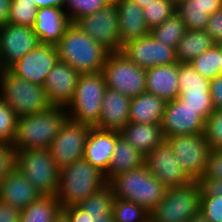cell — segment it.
<instances>
[{
    "mask_svg": "<svg viewBox=\"0 0 222 222\" xmlns=\"http://www.w3.org/2000/svg\"><path fill=\"white\" fill-rule=\"evenodd\" d=\"M188 222H210L201 211L196 213Z\"/></svg>",
    "mask_w": 222,
    "mask_h": 222,
    "instance_id": "11a10c76",
    "label": "cell"
},
{
    "mask_svg": "<svg viewBox=\"0 0 222 222\" xmlns=\"http://www.w3.org/2000/svg\"><path fill=\"white\" fill-rule=\"evenodd\" d=\"M90 222H114L113 215H106L103 217H98L97 219L90 216Z\"/></svg>",
    "mask_w": 222,
    "mask_h": 222,
    "instance_id": "db71d44e",
    "label": "cell"
},
{
    "mask_svg": "<svg viewBox=\"0 0 222 222\" xmlns=\"http://www.w3.org/2000/svg\"><path fill=\"white\" fill-rule=\"evenodd\" d=\"M132 1L137 3L141 8H144L154 0H132Z\"/></svg>",
    "mask_w": 222,
    "mask_h": 222,
    "instance_id": "6f0895ef",
    "label": "cell"
},
{
    "mask_svg": "<svg viewBox=\"0 0 222 222\" xmlns=\"http://www.w3.org/2000/svg\"><path fill=\"white\" fill-rule=\"evenodd\" d=\"M61 211L62 208L56 196L42 195L21 210L20 222H53Z\"/></svg>",
    "mask_w": 222,
    "mask_h": 222,
    "instance_id": "f1b7e54d",
    "label": "cell"
},
{
    "mask_svg": "<svg viewBox=\"0 0 222 222\" xmlns=\"http://www.w3.org/2000/svg\"><path fill=\"white\" fill-rule=\"evenodd\" d=\"M0 99L18 117L46 112L53 107L43 86L15 76L8 69L0 70Z\"/></svg>",
    "mask_w": 222,
    "mask_h": 222,
    "instance_id": "5b68a950",
    "label": "cell"
},
{
    "mask_svg": "<svg viewBox=\"0 0 222 222\" xmlns=\"http://www.w3.org/2000/svg\"><path fill=\"white\" fill-rule=\"evenodd\" d=\"M216 43L205 30H186L176 47L178 63H190Z\"/></svg>",
    "mask_w": 222,
    "mask_h": 222,
    "instance_id": "83f0119b",
    "label": "cell"
},
{
    "mask_svg": "<svg viewBox=\"0 0 222 222\" xmlns=\"http://www.w3.org/2000/svg\"><path fill=\"white\" fill-rule=\"evenodd\" d=\"M201 196H222V179H199Z\"/></svg>",
    "mask_w": 222,
    "mask_h": 222,
    "instance_id": "bcb514c9",
    "label": "cell"
},
{
    "mask_svg": "<svg viewBox=\"0 0 222 222\" xmlns=\"http://www.w3.org/2000/svg\"><path fill=\"white\" fill-rule=\"evenodd\" d=\"M201 6L210 16L222 8V0H201Z\"/></svg>",
    "mask_w": 222,
    "mask_h": 222,
    "instance_id": "f907efd6",
    "label": "cell"
},
{
    "mask_svg": "<svg viewBox=\"0 0 222 222\" xmlns=\"http://www.w3.org/2000/svg\"><path fill=\"white\" fill-rule=\"evenodd\" d=\"M80 73L71 65L58 61L43 84L53 106L66 107L73 99Z\"/></svg>",
    "mask_w": 222,
    "mask_h": 222,
    "instance_id": "ac0fdd59",
    "label": "cell"
},
{
    "mask_svg": "<svg viewBox=\"0 0 222 222\" xmlns=\"http://www.w3.org/2000/svg\"><path fill=\"white\" fill-rule=\"evenodd\" d=\"M191 66L203 77L211 80L222 74V55L220 49L214 45L190 62Z\"/></svg>",
    "mask_w": 222,
    "mask_h": 222,
    "instance_id": "836d02e7",
    "label": "cell"
},
{
    "mask_svg": "<svg viewBox=\"0 0 222 222\" xmlns=\"http://www.w3.org/2000/svg\"><path fill=\"white\" fill-rule=\"evenodd\" d=\"M75 23L109 52H121L119 15L114 1Z\"/></svg>",
    "mask_w": 222,
    "mask_h": 222,
    "instance_id": "7c38bea8",
    "label": "cell"
},
{
    "mask_svg": "<svg viewBox=\"0 0 222 222\" xmlns=\"http://www.w3.org/2000/svg\"><path fill=\"white\" fill-rule=\"evenodd\" d=\"M183 170L194 180L198 181L205 174L207 160L211 151L204 133L194 135H175L167 137Z\"/></svg>",
    "mask_w": 222,
    "mask_h": 222,
    "instance_id": "30bf717a",
    "label": "cell"
},
{
    "mask_svg": "<svg viewBox=\"0 0 222 222\" xmlns=\"http://www.w3.org/2000/svg\"><path fill=\"white\" fill-rule=\"evenodd\" d=\"M106 88L102 71L80 74L73 99L66 106L68 118L94 127L100 118Z\"/></svg>",
    "mask_w": 222,
    "mask_h": 222,
    "instance_id": "8992f818",
    "label": "cell"
},
{
    "mask_svg": "<svg viewBox=\"0 0 222 222\" xmlns=\"http://www.w3.org/2000/svg\"><path fill=\"white\" fill-rule=\"evenodd\" d=\"M200 179H222V150L211 149L205 174Z\"/></svg>",
    "mask_w": 222,
    "mask_h": 222,
    "instance_id": "7bdbcfd3",
    "label": "cell"
},
{
    "mask_svg": "<svg viewBox=\"0 0 222 222\" xmlns=\"http://www.w3.org/2000/svg\"><path fill=\"white\" fill-rule=\"evenodd\" d=\"M113 0H65L64 10L71 23L91 15L109 5Z\"/></svg>",
    "mask_w": 222,
    "mask_h": 222,
    "instance_id": "74e56055",
    "label": "cell"
},
{
    "mask_svg": "<svg viewBox=\"0 0 222 222\" xmlns=\"http://www.w3.org/2000/svg\"><path fill=\"white\" fill-rule=\"evenodd\" d=\"M65 0H37V9L42 7H57L64 9Z\"/></svg>",
    "mask_w": 222,
    "mask_h": 222,
    "instance_id": "f5cc1de1",
    "label": "cell"
},
{
    "mask_svg": "<svg viewBox=\"0 0 222 222\" xmlns=\"http://www.w3.org/2000/svg\"><path fill=\"white\" fill-rule=\"evenodd\" d=\"M39 44V38L29 26L8 23L1 26L0 70L8 69Z\"/></svg>",
    "mask_w": 222,
    "mask_h": 222,
    "instance_id": "9a60e30c",
    "label": "cell"
},
{
    "mask_svg": "<svg viewBox=\"0 0 222 222\" xmlns=\"http://www.w3.org/2000/svg\"><path fill=\"white\" fill-rule=\"evenodd\" d=\"M206 119L199 110L188 107L178 98L168 101L161 122L165 138L175 135L202 134Z\"/></svg>",
    "mask_w": 222,
    "mask_h": 222,
    "instance_id": "e0dca14e",
    "label": "cell"
},
{
    "mask_svg": "<svg viewBox=\"0 0 222 222\" xmlns=\"http://www.w3.org/2000/svg\"><path fill=\"white\" fill-rule=\"evenodd\" d=\"M205 31L215 43L222 41V8L210 15Z\"/></svg>",
    "mask_w": 222,
    "mask_h": 222,
    "instance_id": "f6af8a7d",
    "label": "cell"
},
{
    "mask_svg": "<svg viewBox=\"0 0 222 222\" xmlns=\"http://www.w3.org/2000/svg\"><path fill=\"white\" fill-rule=\"evenodd\" d=\"M67 119V109L62 106L18 117L12 148L14 151L48 149Z\"/></svg>",
    "mask_w": 222,
    "mask_h": 222,
    "instance_id": "7a4b0ae2",
    "label": "cell"
},
{
    "mask_svg": "<svg viewBox=\"0 0 222 222\" xmlns=\"http://www.w3.org/2000/svg\"><path fill=\"white\" fill-rule=\"evenodd\" d=\"M21 210L0 200V222H20Z\"/></svg>",
    "mask_w": 222,
    "mask_h": 222,
    "instance_id": "c3c4849f",
    "label": "cell"
},
{
    "mask_svg": "<svg viewBox=\"0 0 222 222\" xmlns=\"http://www.w3.org/2000/svg\"><path fill=\"white\" fill-rule=\"evenodd\" d=\"M71 24L64 9L42 7L37 9L36 19L32 27L40 43L56 45Z\"/></svg>",
    "mask_w": 222,
    "mask_h": 222,
    "instance_id": "603a6c76",
    "label": "cell"
},
{
    "mask_svg": "<svg viewBox=\"0 0 222 222\" xmlns=\"http://www.w3.org/2000/svg\"><path fill=\"white\" fill-rule=\"evenodd\" d=\"M18 116L0 99V142L12 143L16 134Z\"/></svg>",
    "mask_w": 222,
    "mask_h": 222,
    "instance_id": "f35d334b",
    "label": "cell"
},
{
    "mask_svg": "<svg viewBox=\"0 0 222 222\" xmlns=\"http://www.w3.org/2000/svg\"><path fill=\"white\" fill-rule=\"evenodd\" d=\"M144 164L166 189L182 187L194 181L183 170L166 140L145 156Z\"/></svg>",
    "mask_w": 222,
    "mask_h": 222,
    "instance_id": "4fadbf2b",
    "label": "cell"
},
{
    "mask_svg": "<svg viewBox=\"0 0 222 222\" xmlns=\"http://www.w3.org/2000/svg\"><path fill=\"white\" fill-rule=\"evenodd\" d=\"M11 0H0V27L8 23Z\"/></svg>",
    "mask_w": 222,
    "mask_h": 222,
    "instance_id": "816d5d0a",
    "label": "cell"
},
{
    "mask_svg": "<svg viewBox=\"0 0 222 222\" xmlns=\"http://www.w3.org/2000/svg\"><path fill=\"white\" fill-rule=\"evenodd\" d=\"M176 12V0H154L143 8L144 19L150 30L161 25Z\"/></svg>",
    "mask_w": 222,
    "mask_h": 222,
    "instance_id": "8d00e7d4",
    "label": "cell"
},
{
    "mask_svg": "<svg viewBox=\"0 0 222 222\" xmlns=\"http://www.w3.org/2000/svg\"><path fill=\"white\" fill-rule=\"evenodd\" d=\"M121 52L134 64L145 69L177 63L176 48L158 42L151 34L126 43Z\"/></svg>",
    "mask_w": 222,
    "mask_h": 222,
    "instance_id": "2e32d148",
    "label": "cell"
},
{
    "mask_svg": "<svg viewBox=\"0 0 222 222\" xmlns=\"http://www.w3.org/2000/svg\"><path fill=\"white\" fill-rule=\"evenodd\" d=\"M102 73L107 88L117 90L129 98L146 92V69L137 66L122 52H110Z\"/></svg>",
    "mask_w": 222,
    "mask_h": 222,
    "instance_id": "9c48e42d",
    "label": "cell"
},
{
    "mask_svg": "<svg viewBox=\"0 0 222 222\" xmlns=\"http://www.w3.org/2000/svg\"><path fill=\"white\" fill-rule=\"evenodd\" d=\"M108 184L115 198L137 203L150 212L164 198L166 187L154 177L146 165L119 173Z\"/></svg>",
    "mask_w": 222,
    "mask_h": 222,
    "instance_id": "277c9868",
    "label": "cell"
},
{
    "mask_svg": "<svg viewBox=\"0 0 222 222\" xmlns=\"http://www.w3.org/2000/svg\"><path fill=\"white\" fill-rule=\"evenodd\" d=\"M15 167L41 195L56 196L60 169L48 149L15 151Z\"/></svg>",
    "mask_w": 222,
    "mask_h": 222,
    "instance_id": "ba28073f",
    "label": "cell"
},
{
    "mask_svg": "<svg viewBox=\"0 0 222 222\" xmlns=\"http://www.w3.org/2000/svg\"><path fill=\"white\" fill-rule=\"evenodd\" d=\"M41 193L14 167L0 184V200L20 210L41 197Z\"/></svg>",
    "mask_w": 222,
    "mask_h": 222,
    "instance_id": "44dd1931",
    "label": "cell"
},
{
    "mask_svg": "<svg viewBox=\"0 0 222 222\" xmlns=\"http://www.w3.org/2000/svg\"><path fill=\"white\" fill-rule=\"evenodd\" d=\"M184 20L175 12L161 25L150 30V34L160 43L166 44L168 47L176 48L181 38L186 32Z\"/></svg>",
    "mask_w": 222,
    "mask_h": 222,
    "instance_id": "f546056e",
    "label": "cell"
},
{
    "mask_svg": "<svg viewBox=\"0 0 222 222\" xmlns=\"http://www.w3.org/2000/svg\"><path fill=\"white\" fill-rule=\"evenodd\" d=\"M120 136L144 156L166 140L161 124L152 123L129 122L120 131Z\"/></svg>",
    "mask_w": 222,
    "mask_h": 222,
    "instance_id": "d4e9b609",
    "label": "cell"
},
{
    "mask_svg": "<svg viewBox=\"0 0 222 222\" xmlns=\"http://www.w3.org/2000/svg\"><path fill=\"white\" fill-rule=\"evenodd\" d=\"M56 49L59 61L71 65L80 74L102 71L110 53L76 23L67 27Z\"/></svg>",
    "mask_w": 222,
    "mask_h": 222,
    "instance_id": "6da1fadb",
    "label": "cell"
},
{
    "mask_svg": "<svg viewBox=\"0 0 222 222\" xmlns=\"http://www.w3.org/2000/svg\"><path fill=\"white\" fill-rule=\"evenodd\" d=\"M204 136L211 149L222 150V110H214L207 117Z\"/></svg>",
    "mask_w": 222,
    "mask_h": 222,
    "instance_id": "ab89813d",
    "label": "cell"
},
{
    "mask_svg": "<svg viewBox=\"0 0 222 222\" xmlns=\"http://www.w3.org/2000/svg\"><path fill=\"white\" fill-rule=\"evenodd\" d=\"M119 15L120 46L150 35L144 19L143 8L132 0H113Z\"/></svg>",
    "mask_w": 222,
    "mask_h": 222,
    "instance_id": "7402d4cb",
    "label": "cell"
},
{
    "mask_svg": "<svg viewBox=\"0 0 222 222\" xmlns=\"http://www.w3.org/2000/svg\"><path fill=\"white\" fill-rule=\"evenodd\" d=\"M215 45L220 49V52H221V55H222V41L216 43Z\"/></svg>",
    "mask_w": 222,
    "mask_h": 222,
    "instance_id": "680465c9",
    "label": "cell"
},
{
    "mask_svg": "<svg viewBox=\"0 0 222 222\" xmlns=\"http://www.w3.org/2000/svg\"><path fill=\"white\" fill-rule=\"evenodd\" d=\"M179 63L154 66L146 69V92L154 94L166 102L179 96Z\"/></svg>",
    "mask_w": 222,
    "mask_h": 222,
    "instance_id": "cb8c5ba5",
    "label": "cell"
},
{
    "mask_svg": "<svg viewBox=\"0 0 222 222\" xmlns=\"http://www.w3.org/2000/svg\"><path fill=\"white\" fill-rule=\"evenodd\" d=\"M92 126L78 123L69 118L48 150L56 166L61 170L84 157L86 139Z\"/></svg>",
    "mask_w": 222,
    "mask_h": 222,
    "instance_id": "8fae6325",
    "label": "cell"
},
{
    "mask_svg": "<svg viewBox=\"0 0 222 222\" xmlns=\"http://www.w3.org/2000/svg\"><path fill=\"white\" fill-rule=\"evenodd\" d=\"M179 93H210V80L200 75L190 63H179Z\"/></svg>",
    "mask_w": 222,
    "mask_h": 222,
    "instance_id": "d6a6232c",
    "label": "cell"
},
{
    "mask_svg": "<svg viewBox=\"0 0 222 222\" xmlns=\"http://www.w3.org/2000/svg\"><path fill=\"white\" fill-rule=\"evenodd\" d=\"M114 193L109 184L88 196L78 206L94 218L113 215Z\"/></svg>",
    "mask_w": 222,
    "mask_h": 222,
    "instance_id": "4dcf8cb0",
    "label": "cell"
},
{
    "mask_svg": "<svg viewBox=\"0 0 222 222\" xmlns=\"http://www.w3.org/2000/svg\"><path fill=\"white\" fill-rule=\"evenodd\" d=\"M166 103L165 100L148 92L131 98L129 122L161 124Z\"/></svg>",
    "mask_w": 222,
    "mask_h": 222,
    "instance_id": "484cf974",
    "label": "cell"
},
{
    "mask_svg": "<svg viewBox=\"0 0 222 222\" xmlns=\"http://www.w3.org/2000/svg\"><path fill=\"white\" fill-rule=\"evenodd\" d=\"M130 104L131 98L117 90L106 88L100 118L94 127L120 132L129 123Z\"/></svg>",
    "mask_w": 222,
    "mask_h": 222,
    "instance_id": "d6986e66",
    "label": "cell"
},
{
    "mask_svg": "<svg viewBox=\"0 0 222 222\" xmlns=\"http://www.w3.org/2000/svg\"><path fill=\"white\" fill-rule=\"evenodd\" d=\"M114 222H149V212L135 202L115 198L113 203Z\"/></svg>",
    "mask_w": 222,
    "mask_h": 222,
    "instance_id": "e575fe53",
    "label": "cell"
},
{
    "mask_svg": "<svg viewBox=\"0 0 222 222\" xmlns=\"http://www.w3.org/2000/svg\"><path fill=\"white\" fill-rule=\"evenodd\" d=\"M15 167V151L10 143L0 142V184L4 176Z\"/></svg>",
    "mask_w": 222,
    "mask_h": 222,
    "instance_id": "ee69618b",
    "label": "cell"
},
{
    "mask_svg": "<svg viewBox=\"0 0 222 222\" xmlns=\"http://www.w3.org/2000/svg\"><path fill=\"white\" fill-rule=\"evenodd\" d=\"M37 14V0H11L8 24L33 27Z\"/></svg>",
    "mask_w": 222,
    "mask_h": 222,
    "instance_id": "d590c367",
    "label": "cell"
},
{
    "mask_svg": "<svg viewBox=\"0 0 222 222\" xmlns=\"http://www.w3.org/2000/svg\"><path fill=\"white\" fill-rule=\"evenodd\" d=\"M210 94L215 110H222V74L210 80Z\"/></svg>",
    "mask_w": 222,
    "mask_h": 222,
    "instance_id": "7dc6e473",
    "label": "cell"
},
{
    "mask_svg": "<svg viewBox=\"0 0 222 222\" xmlns=\"http://www.w3.org/2000/svg\"><path fill=\"white\" fill-rule=\"evenodd\" d=\"M62 212L66 215L69 222H90V215L78 205L63 207Z\"/></svg>",
    "mask_w": 222,
    "mask_h": 222,
    "instance_id": "681fc988",
    "label": "cell"
},
{
    "mask_svg": "<svg viewBox=\"0 0 222 222\" xmlns=\"http://www.w3.org/2000/svg\"><path fill=\"white\" fill-rule=\"evenodd\" d=\"M144 161L145 156L119 135L109 169L105 174L106 180L109 181L119 173L139 168L144 165Z\"/></svg>",
    "mask_w": 222,
    "mask_h": 222,
    "instance_id": "4316f807",
    "label": "cell"
},
{
    "mask_svg": "<svg viewBox=\"0 0 222 222\" xmlns=\"http://www.w3.org/2000/svg\"><path fill=\"white\" fill-rule=\"evenodd\" d=\"M178 99L186 106L199 110L205 119L215 110L210 93H179Z\"/></svg>",
    "mask_w": 222,
    "mask_h": 222,
    "instance_id": "60d3db41",
    "label": "cell"
},
{
    "mask_svg": "<svg viewBox=\"0 0 222 222\" xmlns=\"http://www.w3.org/2000/svg\"><path fill=\"white\" fill-rule=\"evenodd\" d=\"M53 222H69V220L66 215L61 211V213H59V215L54 219Z\"/></svg>",
    "mask_w": 222,
    "mask_h": 222,
    "instance_id": "9f6ffc18",
    "label": "cell"
},
{
    "mask_svg": "<svg viewBox=\"0 0 222 222\" xmlns=\"http://www.w3.org/2000/svg\"><path fill=\"white\" fill-rule=\"evenodd\" d=\"M58 61L56 45L40 43L35 49L11 65L8 70L15 76L43 86L48 73Z\"/></svg>",
    "mask_w": 222,
    "mask_h": 222,
    "instance_id": "5bb4252c",
    "label": "cell"
},
{
    "mask_svg": "<svg viewBox=\"0 0 222 222\" xmlns=\"http://www.w3.org/2000/svg\"><path fill=\"white\" fill-rule=\"evenodd\" d=\"M107 184L105 174L82 158L60 170L56 198L61 208L79 205Z\"/></svg>",
    "mask_w": 222,
    "mask_h": 222,
    "instance_id": "3957f363",
    "label": "cell"
},
{
    "mask_svg": "<svg viewBox=\"0 0 222 222\" xmlns=\"http://www.w3.org/2000/svg\"><path fill=\"white\" fill-rule=\"evenodd\" d=\"M200 197L198 181L168 188L164 198L149 212V222H188L200 211Z\"/></svg>",
    "mask_w": 222,
    "mask_h": 222,
    "instance_id": "52a82bcc",
    "label": "cell"
},
{
    "mask_svg": "<svg viewBox=\"0 0 222 222\" xmlns=\"http://www.w3.org/2000/svg\"><path fill=\"white\" fill-rule=\"evenodd\" d=\"M119 135V131L100 130L92 127L86 139L83 158L106 174Z\"/></svg>",
    "mask_w": 222,
    "mask_h": 222,
    "instance_id": "ffe728a7",
    "label": "cell"
},
{
    "mask_svg": "<svg viewBox=\"0 0 222 222\" xmlns=\"http://www.w3.org/2000/svg\"><path fill=\"white\" fill-rule=\"evenodd\" d=\"M176 12L187 30H205L210 17L201 6V0H176Z\"/></svg>",
    "mask_w": 222,
    "mask_h": 222,
    "instance_id": "1f68e13d",
    "label": "cell"
},
{
    "mask_svg": "<svg viewBox=\"0 0 222 222\" xmlns=\"http://www.w3.org/2000/svg\"><path fill=\"white\" fill-rule=\"evenodd\" d=\"M200 211L210 222H222V196H201Z\"/></svg>",
    "mask_w": 222,
    "mask_h": 222,
    "instance_id": "b9f144b4",
    "label": "cell"
}]
</instances>
